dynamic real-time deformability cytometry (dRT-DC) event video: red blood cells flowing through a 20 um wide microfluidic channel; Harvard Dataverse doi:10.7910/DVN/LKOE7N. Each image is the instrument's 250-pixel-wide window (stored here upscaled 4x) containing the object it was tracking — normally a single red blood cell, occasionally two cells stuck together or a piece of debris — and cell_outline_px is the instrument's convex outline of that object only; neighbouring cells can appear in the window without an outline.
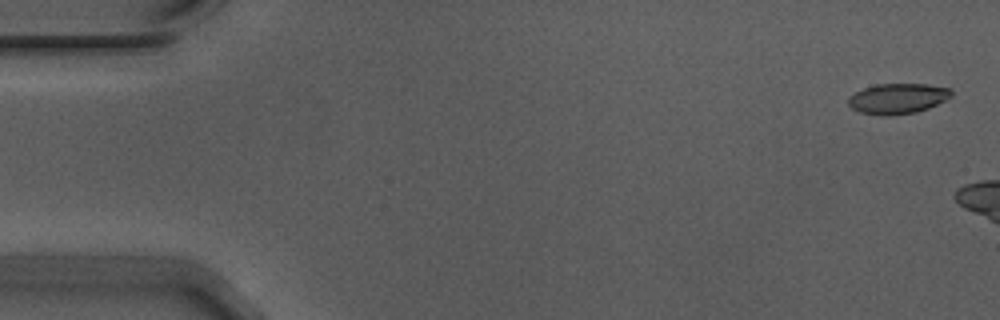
{"species": "Egyptian fruit bat (a non-hibernating species)", "species_latin": "Rousettus aegyptiacus", "temperature_condition": "warm", "stored_images_in_passage": 14, "camera_frame_rate_fps": 3000, "um_per_image_px": 0.085, "animal": {"sex": "male"}, "frame": {"image": 1, "passage_image": 2, "time_ms": 0.333, "image_size_px": [1000, 320], "cell_outline_px": [[952, 96], [928, 108], [916, 112], [888, 116], [860, 112], [852, 108], [848, 104], [848, 100], [856, 92], [864, 88], [876, 84], [928, 84], [948, 88], [952, 92]], "centroid_in_image_um": [76.31, 8.37], "position_along_channel_um": 8.7, "area_um2": 17.98}}